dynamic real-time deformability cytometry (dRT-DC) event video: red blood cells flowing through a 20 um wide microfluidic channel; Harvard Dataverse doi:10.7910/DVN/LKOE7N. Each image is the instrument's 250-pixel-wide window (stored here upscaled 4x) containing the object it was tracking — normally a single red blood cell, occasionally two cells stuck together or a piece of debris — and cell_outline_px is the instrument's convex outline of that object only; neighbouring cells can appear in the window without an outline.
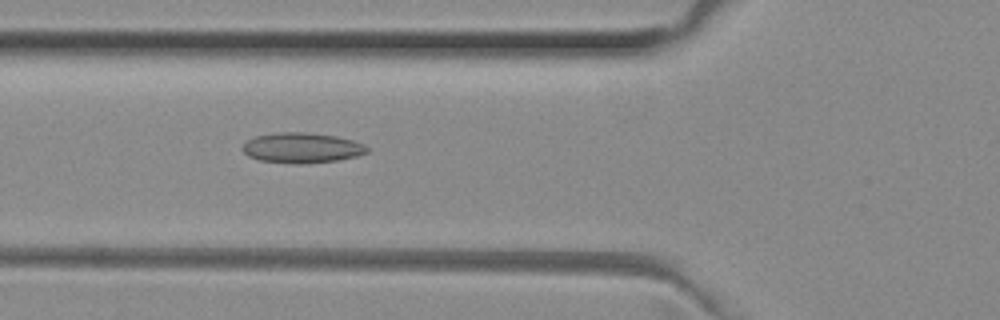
{"species": "common noctule bat (a hibernating species)", "species_latin": "Nyctalus noctula", "temperature_condition": "room temperature", "stored_images_in_passage": 12, "camera_frame_rate_fps": 3000, "um_per_image_px": 0.085, "animal": {"sex": "female", "body_mass_g": 29.2, "forearm_length_mm": 56.3}, "frame": {"image": 1, "passage_image": 5, "time_ms": 1.333, "image_size_px": [1000, 320], "cell_outline_px": [[368, 152], [356, 156], [340, 160], [304, 164], [292, 164], [260, 160], [248, 156], [240, 148], [248, 140], [256, 136], [280, 132], [308, 132], [336, 136], [352, 140], [364, 144], [368, 148]], "centroid_in_image_um": [25.66, 12.57], "position_along_channel_um": 100.1, "area_um2": 22.08}}
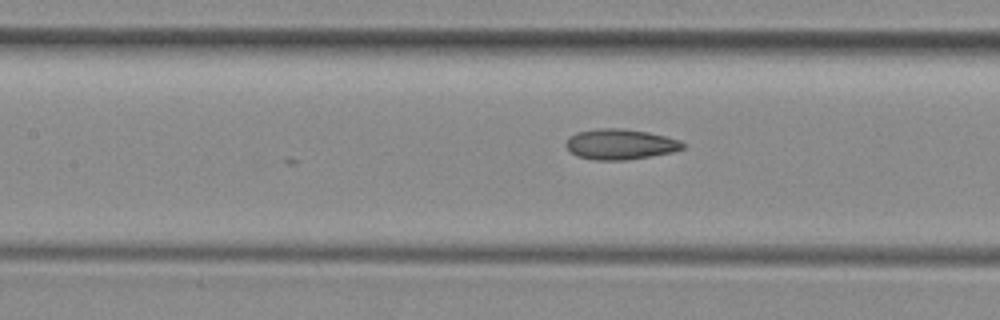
{"frame": {"image": 2, "passage_image": 9, "time_ms": 2.667, "image_size_px": [1000, 320], "cell_outline_px": [[684, 148], [672, 152], [624, 160], [596, 160], [576, 156], [564, 144], [568, 136], [576, 132], [596, 128], [624, 128], [648, 132], [680, 140], [684, 144]], "centroid_in_image_um": [52.67, 12.24], "position_along_channel_um": 154.7, "area_um2": 20.75}}
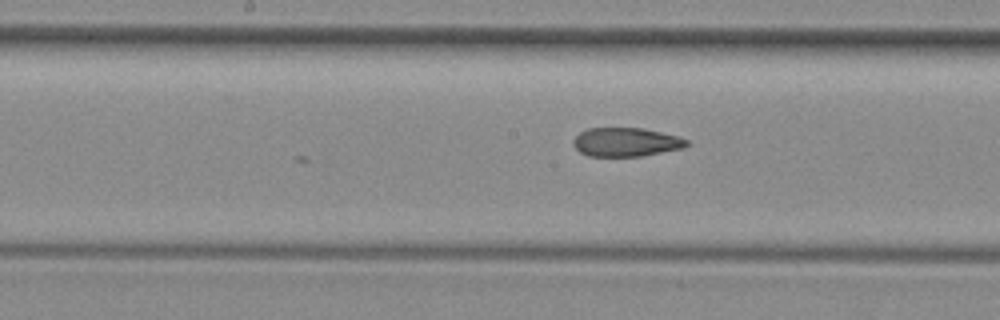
{"frame": {"image": 3, "passage_image": 12, "time_ms": 3.667, "image_size_px": [1000, 320], "cell_outline_px": [[688, 144], [684, 148], [640, 156], [588, 156], [580, 152], [572, 144], [572, 140], [580, 132], [588, 128], [644, 128], [676, 136], [688, 140]], "centroid_in_image_um": [53.18, 12.08], "position_along_channel_um": 195.0, "area_um2": 18.96}}